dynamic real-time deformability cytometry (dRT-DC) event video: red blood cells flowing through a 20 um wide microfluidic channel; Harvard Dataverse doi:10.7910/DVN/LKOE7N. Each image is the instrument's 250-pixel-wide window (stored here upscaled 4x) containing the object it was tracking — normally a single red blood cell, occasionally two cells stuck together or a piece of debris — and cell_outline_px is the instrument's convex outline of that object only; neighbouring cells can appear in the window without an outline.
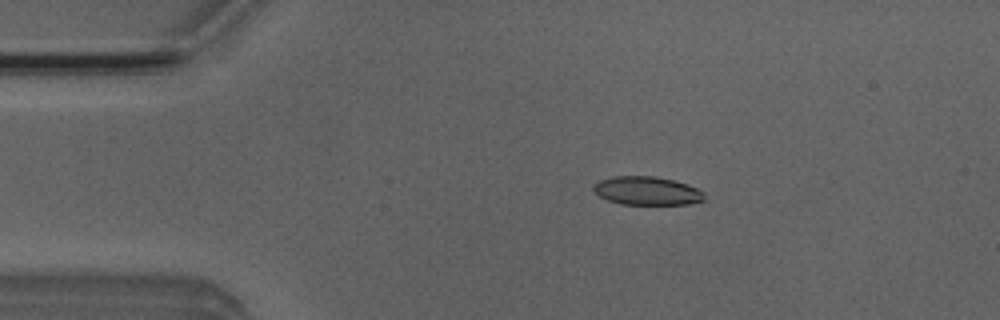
{"species": "Egyptian fruit bat (a non-hibernating species)", "species_latin": "Rousettus aegyptiacus", "temperature_condition": "room temperature", "stored_images_in_passage": 4, "camera_frame_rate_fps": 3000, "um_per_image_px": 0.085, "animal": {"sex": "male"}, "frame": {"image": 1, "passage_image": 2, "time_ms": 1.0, "image_size_px": [1000, 320], "cell_outline_px": [[704, 200], [688, 204], [620, 204], [608, 200], [600, 196], [592, 188], [600, 180], [612, 176], [656, 176], [688, 184], [704, 192]], "centroid_in_image_um": [55.0, 16.21], "position_along_channel_um": 30.0, "area_um2": 18.26}}